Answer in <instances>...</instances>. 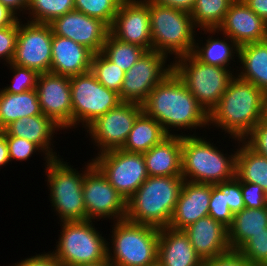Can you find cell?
Wrapping results in <instances>:
<instances>
[{
  "instance_id": "obj_52",
  "label": "cell",
  "mask_w": 267,
  "mask_h": 266,
  "mask_svg": "<svg viewBox=\"0 0 267 266\" xmlns=\"http://www.w3.org/2000/svg\"><path fill=\"white\" fill-rule=\"evenodd\" d=\"M76 266H112L109 261L108 258L104 261H101L99 263H90V264H83V265H76Z\"/></svg>"
},
{
  "instance_id": "obj_42",
  "label": "cell",
  "mask_w": 267,
  "mask_h": 266,
  "mask_svg": "<svg viewBox=\"0 0 267 266\" xmlns=\"http://www.w3.org/2000/svg\"><path fill=\"white\" fill-rule=\"evenodd\" d=\"M223 194L227 195V204L230 211L234 214L245 208L241 191V181L236 177L226 182L215 184Z\"/></svg>"
},
{
  "instance_id": "obj_8",
  "label": "cell",
  "mask_w": 267,
  "mask_h": 266,
  "mask_svg": "<svg viewBox=\"0 0 267 266\" xmlns=\"http://www.w3.org/2000/svg\"><path fill=\"white\" fill-rule=\"evenodd\" d=\"M172 62L173 71L208 115L236 76L233 72L235 69L231 71L227 68L204 64L192 54L179 57Z\"/></svg>"
},
{
  "instance_id": "obj_29",
  "label": "cell",
  "mask_w": 267,
  "mask_h": 266,
  "mask_svg": "<svg viewBox=\"0 0 267 266\" xmlns=\"http://www.w3.org/2000/svg\"><path fill=\"white\" fill-rule=\"evenodd\" d=\"M222 35L224 40L221 39V37L219 39V37L214 38L212 35L211 37L209 35L207 37L208 39L205 40L206 43L204 42V44L203 40H199L202 42L197 43V39H195L193 52L191 54L204 64L223 67L231 70L232 67L229 65H231L230 63L232 61L236 62L233 60L234 58L239 57L240 46L231 37L227 36L226 34Z\"/></svg>"
},
{
  "instance_id": "obj_11",
  "label": "cell",
  "mask_w": 267,
  "mask_h": 266,
  "mask_svg": "<svg viewBox=\"0 0 267 266\" xmlns=\"http://www.w3.org/2000/svg\"><path fill=\"white\" fill-rule=\"evenodd\" d=\"M95 156L94 164L126 201L149 177L143 153L113 149Z\"/></svg>"
},
{
  "instance_id": "obj_32",
  "label": "cell",
  "mask_w": 267,
  "mask_h": 266,
  "mask_svg": "<svg viewBox=\"0 0 267 266\" xmlns=\"http://www.w3.org/2000/svg\"><path fill=\"white\" fill-rule=\"evenodd\" d=\"M147 50L139 45L117 39L111 32L107 35L101 53L124 72H127Z\"/></svg>"
},
{
  "instance_id": "obj_13",
  "label": "cell",
  "mask_w": 267,
  "mask_h": 266,
  "mask_svg": "<svg viewBox=\"0 0 267 266\" xmlns=\"http://www.w3.org/2000/svg\"><path fill=\"white\" fill-rule=\"evenodd\" d=\"M168 57L150 50L125 72L120 89L122 102L143 104L151 90L173 71L172 61L167 65ZM167 66V67H166Z\"/></svg>"
},
{
  "instance_id": "obj_34",
  "label": "cell",
  "mask_w": 267,
  "mask_h": 266,
  "mask_svg": "<svg viewBox=\"0 0 267 266\" xmlns=\"http://www.w3.org/2000/svg\"><path fill=\"white\" fill-rule=\"evenodd\" d=\"M73 10H75L74 0H29L26 11L29 17L27 21L49 24Z\"/></svg>"
},
{
  "instance_id": "obj_40",
  "label": "cell",
  "mask_w": 267,
  "mask_h": 266,
  "mask_svg": "<svg viewBox=\"0 0 267 266\" xmlns=\"http://www.w3.org/2000/svg\"><path fill=\"white\" fill-rule=\"evenodd\" d=\"M208 215L227 228L231 225L234 216L227 204V195L223 194L216 185L212 184Z\"/></svg>"
},
{
  "instance_id": "obj_51",
  "label": "cell",
  "mask_w": 267,
  "mask_h": 266,
  "mask_svg": "<svg viewBox=\"0 0 267 266\" xmlns=\"http://www.w3.org/2000/svg\"><path fill=\"white\" fill-rule=\"evenodd\" d=\"M10 163L5 133L0 131V167Z\"/></svg>"
},
{
  "instance_id": "obj_5",
  "label": "cell",
  "mask_w": 267,
  "mask_h": 266,
  "mask_svg": "<svg viewBox=\"0 0 267 266\" xmlns=\"http://www.w3.org/2000/svg\"><path fill=\"white\" fill-rule=\"evenodd\" d=\"M114 223L112 245L107 241V258L112 266H150L157 262L159 228L127 219Z\"/></svg>"
},
{
  "instance_id": "obj_10",
  "label": "cell",
  "mask_w": 267,
  "mask_h": 266,
  "mask_svg": "<svg viewBox=\"0 0 267 266\" xmlns=\"http://www.w3.org/2000/svg\"><path fill=\"white\" fill-rule=\"evenodd\" d=\"M70 85L74 129L80 123L86 128L122 102L119 94L99 83L91 71L70 77Z\"/></svg>"
},
{
  "instance_id": "obj_48",
  "label": "cell",
  "mask_w": 267,
  "mask_h": 266,
  "mask_svg": "<svg viewBox=\"0 0 267 266\" xmlns=\"http://www.w3.org/2000/svg\"><path fill=\"white\" fill-rule=\"evenodd\" d=\"M244 3L265 22H267V0H243Z\"/></svg>"
},
{
  "instance_id": "obj_39",
  "label": "cell",
  "mask_w": 267,
  "mask_h": 266,
  "mask_svg": "<svg viewBox=\"0 0 267 266\" xmlns=\"http://www.w3.org/2000/svg\"><path fill=\"white\" fill-rule=\"evenodd\" d=\"M9 151L10 162L15 161H27L34 153H43L44 160L48 163L49 158L45 152L35 143L28 141L25 138H19L15 136H5Z\"/></svg>"
},
{
  "instance_id": "obj_45",
  "label": "cell",
  "mask_w": 267,
  "mask_h": 266,
  "mask_svg": "<svg viewBox=\"0 0 267 266\" xmlns=\"http://www.w3.org/2000/svg\"><path fill=\"white\" fill-rule=\"evenodd\" d=\"M203 266H251L244 256L234 249H230L219 256L204 261Z\"/></svg>"
},
{
  "instance_id": "obj_20",
  "label": "cell",
  "mask_w": 267,
  "mask_h": 266,
  "mask_svg": "<svg viewBox=\"0 0 267 266\" xmlns=\"http://www.w3.org/2000/svg\"><path fill=\"white\" fill-rule=\"evenodd\" d=\"M211 184L184 181L168 227L184 230L200 218L209 216Z\"/></svg>"
},
{
  "instance_id": "obj_41",
  "label": "cell",
  "mask_w": 267,
  "mask_h": 266,
  "mask_svg": "<svg viewBox=\"0 0 267 266\" xmlns=\"http://www.w3.org/2000/svg\"><path fill=\"white\" fill-rule=\"evenodd\" d=\"M19 31V19L8 27L0 28V60L10 64L15 55Z\"/></svg>"
},
{
  "instance_id": "obj_46",
  "label": "cell",
  "mask_w": 267,
  "mask_h": 266,
  "mask_svg": "<svg viewBox=\"0 0 267 266\" xmlns=\"http://www.w3.org/2000/svg\"><path fill=\"white\" fill-rule=\"evenodd\" d=\"M11 266H63L51 252L30 256Z\"/></svg>"
},
{
  "instance_id": "obj_27",
  "label": "cell",
  "mask_w": 267,
  "mask_h": 266,
  "mask_svg": "<svg viewBox=\"0 0 267 266\" xmlns=\"http://www.w3.org/2000/svg\"><path fill=\"white\" fill-rule=\"evenodd\" d=\"M259 233H267V207L243 208L234 214L228 227L229 246L238 250L253 235Z\"/></svg>"
},
{
  "instance_id": "obj_31",
  "label": "cell",
  "mask_w": 267,
  "mask_h": 266,
  "mask_svg": "<svg viewBox=\"0 0 267 266\" xmlns=\"http://www.w3.org/2000/svg\"><path fill=\"white\" fill-rule=\"evenodd\" d=\"M237 142L235 177L241 182L258 184L267 193V157L255 152L243 140L237 139Z\"/></svg>"
},
{
  "instance_id": "obj_38",
  "label": "cell",
  "mask_w": 267,
  "mask_h": 266,
  "mask_svg": "<svg viewBox=\"0 0 267 266\" xmlns=\"http://www.w3.org/2000/svg\"><path fill=\"white\" fill-rule=\"evenodd\" d=\"M13 72L12 83L2 89L7 93H24L36 89L39 73L33 69L20 67L13 63L7 65Z\"/></svg>"
},
{
  "instance_id": "obj_1",
  "label": "cell",
  "mask_w": 267,
  "mask_h": 266,
  "mask_svg": "<svg viewBox=\"0 0 267 266\" xmlns=\"http://www.w3.org/2000/svg\"><path fill=\"white\" fill-rule=\"evenodd\" d=\"M142 107L168 135H176V128L177 131L181 129L180 132L182 129L209 128V115L174 71L151 90Z\"/></svg>"
},
{
  "instance_id": "obj_43",
  "label": "cell",
  "mask_w": 267,
  "mask_h": 266,
  "mask_svg": "<svg viewBox=\"0 0 267 266\" xmlns=\"http://www.w3.org/2000/svg\"><path fill=\"white\" fill-rule=\"evenodd\" d=\"M241 191L245 208L267 207V193L258 184L241 182Z\"/></svg>"
},
{
  "instance_id": "obj_49",
  "label": "cell",
  "mask_w": 267,
  "mask_h": 266,
  "mask_svg": "<svg viewBox=\"0 0 267 266\" xmlns=\"http://www.w3.org/2000/svg\"><path fill=\"white\" fill-rule=\"evenodd\" d=\"M19 17L8 7L0 3V28L13 25Z\"/></svg>"
},
{
  "instance_id": "obj_33",
  "label": "cell",
  "mask_w": 267,
  "mask_h": 266,
  "mask_svg": "<svg viewBox=\"0 0 267 266\" xmlns=\"http://www.w3.org/2000/svg\"><path fill=\"white\" fill-rule=\"evenodd\" d=\"M234 0H196L190 12L195 28L217 29Z\"/></svg>"
},
{
  "instance_id": "obj_21",
  "label": "cell",
  "mask_w": 267,
  "mask_h": 266,
  "mask_svg": "<svg viewBox=\"0 0 267 266\" xmlns=\"http://www.w3.org/2000/svg\"><path fill=\"white\" fill-rule=\"evenodd\" d=\"M183 231L203 262L231 249L228 228L211 216L200 218Z\"/></svg>"
},
{
  "instance_id": "obj_3",
  "label": "cell",
  "mask_w": 267,
  "mask_h": 266,
  "mask_svg": "<svg viewBox=\"0 0 267 266\" xmlns=\"http://www.w3.org/2000/svg\"><path fill=\"white\" fill-rule=\"evenodd\" d=\"M183 182L182 176H149L127 200L126 219L157 228L168 227Z\"/></svg>"
},
{
  "instance_id": "obj_26",
  "label": "cell",
  "mask_w": 267,
  "mask_h": 266,
  "mask_svg": "<svg viewBox=\"0 0 267 266\" xmlns=\"http://www.w3.org/2000/svg\"><path fill=\"white\" fill-rule=\"evenodd\" d=\"M241 62L237 66L236 75L245 81L253 83L267 95V40L242 45L239 48ZM242 69V70H240Z\"/></svg>"
},
{
  "instance_id": "obj_50",
  "label": "cell",
  "mask_w": 267,
  "mask_h": 266,
  "mask_svg": "<svg viewBox=\"0 0 267 266\" xmlns=\"http://www.w3.org/2000/svg\"><path fill=\"white\" fill-rule=\"evenodd\" d=\"M29 0H0L4 6L8 7L11 11H13L17 16H21L27 11ZM24 12V13H23Z\"/></svg>"
},
{
  "instance_id": "obj_47",
  "label": "cell",
  "mask_w": 267,
  "mask_h": 266,
  "mask_svg": "<svg viewBox=\"0 0 267 266\" xmlns=\"http://www.w3.org/2000/svg\"><path fill=\"white\" fill-rule=\"evenodd\" d=\"M151 1L157 5L176 8L187 12H191L196 3V0H151Z\"/></svg>"
},
{
  "instance_id": "obj_19",
  "label": "cell",
  "mask_w": 267,
  "mask_h": 266,
  "mask_svg": "<svg viewBox=\"0 0 267 266\" xmlns=\"http://www.w3.org/2000/svg\"><path fill=\"white\" fill-rule=\"evenodd\" d=\"M54 35L82 44L95 54L101 52L110 28L102 21L73 10L49 23Z\"/></svg>"
},
{
  "instance_id": "obj_9",
  "label": "cell",
  "mask_w": 267,
  "mask_h": 266,
  "mask_svg": "<svg viewBox=\"0 0 267 266\" xmlns=\"http://www.w3.org/2000/svg\"><path fill=\"white\" fill-rule=\"evenodd\" d=\"M95 221H63L56 242L50 251L63 266L99 263L107 259V240L94 227ZM58 243V244H57Z\"/></svg>"
},
{
  "instance_id": "obj_22",
  "label": "cell",
  "mask_w": 267,
  "mask_h": 266,
  "mask_svg": "<svg viewBox=\"0 0 267 266\" xmlns=\"http://www.w3.org/2000/svg\"><path fill=\"white\" fill-rule=\"evenodd\" d=\"M51 51L53 74L73 77L91 70L95 53L82 44L53 34Z\"/></svg>"
},
{
  "instance_id": "obj_16",
  "label": "cell",
  "mask_w": 267,
  "mask_h": 266,
  "mask_svg": "<svg viewBox=\"0 0 267 266\" xmlns=\"http://www.w3.org/2000/svg\"><path fill=\"white\" fill-rule=\"evenodd\" d=\"M110 32L123 42L152 50L149 0H123Z\"/></svg>"
},
{
  "instance_id": "obj_35",
  "label": "cell",
  "mask_w": 267,
  "mask_h": 266,
  "mask_svg": "<svg viewBox=\"0 0 267 266\" xmlns=\"http://www.w3.org/2000/svg\"><path fill=\"white\" fill-rule=\"evenodd\" d=\"M90 71L99 83L120 96V89L125 76V72L120 67L99 52L93 56Z\"/></svg>"
},
{
  "instance_id": "obj_2",
  "label": "cell",
  "mask_w": 267,
  "mask_h": 266,
  "mask_svg": "<svg viewBox=\"0 0 267 266\" xmlns=\"http://www.w3.org/2000/svg\"><path fill=\"white\" fill-rule=\"evenodd\" d=\"M266 98L257 86L236 75L210 112L209 126L222 128L235 141L243 140L264 118Z\"/></svg>"
},
{
  "instance_id": "obj_28",
  "label": "cell",
  "mask_w": 267,
  "mask_h": 266,
  "mask_svg": "<svg viewBox=\"0 0 267 266\" xmlns=\"http://www.w3.org/2000/svg\"><path fill=\"white\" fill-rule=\"evenodd\" d=\"M35 115H42L36 89L18 94L0 89V131L22 117Z\"/></svg>"
},
{
  "instance_id": "obj_37",
  "label": "cell",
  "mask_w": 267,
  "mask_h": 266,
  "mask_svg": "<svg viewBox=\"0 0 267 266\" xmlns=\"http://www.w3.org/2000/svg\"><path fill=\"white\" fill-rule=\"evenodd\" d=\"M238 251L251 266H267V233L253 235Z\"/></svg>"
},
{
  "instance_id": "obj_30",
  "label": "cell",
  "mask_w": 267,
  "mask_h": 266,
  "mask_svg": "<svg viewBox=\"0 0 267 266\" xmlns=\"http://www.w3.org/2000/svg\"><path fill=\"white\" fill-rule=\"evenodd\" d=\"M167 136L163 127L142 111L135 119L132 130L121 149L130 153H145Z\"/></svg>"
},
{
  "instance_id": "obj_23",
  "label": "cell",
  "mask_w": 267,
  "mask_h": 266,
  "mask_svg": "<svg viewBox=\"0 0 267 266\" xmlns=\"http://www.w3.org/2000/svg\"><path fill=\"white\" fill-rule=\"evenodd\" d=\"M161 266H203L204 262L183 230L159 228L158 257Z\"/></svg>"
},
{
  "instance_id": "obj_4",
  "label": "cell",
  "mask_w": 267,
  "mask_h": 266,
  "mask_svg": "<svg viewBox=\"0 0 267 266\" xmlns=\"http://www.w3.org/2000/svg\"><path fill=\"white\" fill-rule=\"evenodd\" d=\"M182 136V178L184 181L215 185L235 178L236 151L225 154L203 136ZM196 135V136H195ZM205 139V140H204ZM220 150V151H219Z\"/></svg>"
},
{
  "instance_id": "obj_54",
  "label": "cell",
  "mask_w": 267,
  "mask_h": 266,
  "mask_svg": "<svg viewBox=\"0 0 267 266\" xmlns=\"http://www.w3.org/2000/svg\"><path fill=\"white\" fill-rule=\"evenodd\" d=\"M150 266H161V265L158 262H156L155 264L150 265Z\"/></svg>"
},
{
  "instance_id": "obj_7",
  "label": "cell",
  "mask_w": 267,
  "mask_h": 266,
  "mask_svg": "<svg viewBox=\"0 0 267 266\" xmlns=\"http://www.w3.org/2000/svg\"><path fill=\"white\" fill-rule=\"evenodd\" d=\"M149 15L152 50L167 57L173 54L174 60L193 52L197 33L190 12L149 0Z\"/></svg>"
},
{
  "instance_id": "obj_18",
  "label": "cell",
  "mask_w": 267,
  "mask_h": 266,
  "mask_svg": "<svg viewBox=\"0 0 267 266\" xmlns=\"http://www.w3.org/2000/svg\"><path fill=\"white\" fill-rule=\"evenodd\" d=\"M204 33L226 34L239 46L267 40L266 22L256 15L243 0H234L217 29H203Z\"/></svg>"
},
{
  "instance_id": "obj_14",
  "label": "cell",
  "mask_w": 267,
  "mask_h": 266,
  "mask_svg": "<svg viewBox=\"0 0 267 266\" xmlns=\"http://www.w3.org/2000/svg\"><path fill=\"white\" fill-rule=\"evenodd\" d=\"M143 111L141 104L121 102L116 108L96 118L85 130L92 138L93 145L100 154L113 149H121L137 116ZM95 143V144H94Z\"/></svg>"
},
{
  "instance_id": "obj_36",
  "label": "cell",
  "mask_w": 267,
  "mask_h": 266,
  "mask_svg": "<svg viewBox=\"0 0 267 266\" xmlns=\"http://www.w3.org/2000/svg\"><path fill=\"white\" fill-rule=\"evenodd\" d=\"M122 1L123 0H74V7L76 11L98 19L111 28Z\"/></svg>"
},
{
  "instance_id": "obj_12",
  "label": "cell",
  "mask_w": 267,
  "mask_h": 266,
  "mask_svg": "<svg viewBox=\"0 0 267 266\" xmlns=\"http://www.w3.org/2000/svg\"><path fill=\"white\" fill-rule=\"evenodd\" d=\"M82 192L87 220L108 218L115 222L126 219L127 201L95 164L85 173Z\"/></svg>"
},
{
  "instance_id": "obj_17",
  "label": "cell",
  "mask_w": 267,
  "mask_h": 266,
  "mask_svg": "<svg viewBox=\"0 0 267 266\" xmlns=\"http://www.w3.org/2000/svg\"><path fill=\"white\" fill-rule=\"evenodd\" d=\"M36 91L42 114L52 118L64 130L72 128L70 77L41 73Z\"/></svg>"
},
{
  "instance_id": "obj_25",
  "label": "cell",
  "mask_w": 267,
  "mask_h": 266,
  "mask_svg": "<svg viewBox=\"0 0 267 266\" xmlns=\"http://www.w3.org/2000/svg\"><path fill=\"white\" fill-rule=\"evenodd\" d=\"M168 135L143 153L148 176H182V136Z\"/></svg>"
},
{
  "instance_id": "obj_53",
  "label": "cell",
  "mask_w": 267,
  "mask_h": 266,
  "mask_svg": "<svg viewBox=\"0 0 267 266\" xmlns=\"http://www.w3.org/2000/svg\"><path fill=\"white\" fill-rule=\"evenodd\" d=\"M264 119L267 121V98L265 102V113H264Z\"/></svg>"
},
{
  "instance_id": "obj_15",
  "label": "cell",
  "mask_w": 267,
  "mask_h": 266,
  "mask_svg": "<svg viewBox=\"0 0 267 266\" xmlns=\"http://www.w3.org/2000/svg\"><path fill=\"white\" fill-rule=\"evenodd\" d=\"M15 55L11 63L33 69L39 74L51 70L53 32L49 24L21 21Z\"/></svg>"
},
{
  "instance_id": "obj_44",
  "label": "cell",
  "mask_w": 267,
  "mask_h": 266,
  "mask_svg": "<svg viewBox=\"0 0 267 266\" xmlns=\"http://www.w3.org/2000/svg\"><path fill=\"white\" fill-rule=\"evenodd\" d=\"M243 141L255 152L267 157V121L263 118Z\"/></svg>"
},
{
  "instance_id": "obj_24",
  "label": "cell",
  "mask_w": 267,
  "mask_h": 266,
  "mask_svg": "<svg viewBox=\"0 0 267 266\" xmlns=\"http://www.w3.org/2000/svg\"><path fill=\"white\" fill-rule=\"evenodd\" d=\"M64 130L52 118L42 115L22 117L9 124L3 132L5 136L25 138L37 144L51 159H57L52 140L57 131ZM56 131V133H55ZM55 133V134H54Z\"/></svg>"
},
{
  "instance_id": "obj_6",
  "label": "cell",
  "mask_w": 267,
  "mask_h": 266,
  "mask_svg": "<svg viewBox=\"0 0 267 266\" xmlns=\"http://www.w3.org/2000/svg\"><path fill=\"white\" fill-rule=\"evenodd\" d=\"M64 159H51L45 164L47 186L50 190V203L57 213L59 222L87 220L83 198V179L86 171L94 164L92 158L86 163L85 170L77 171Z\"/></svg>"
}]
</instances>
